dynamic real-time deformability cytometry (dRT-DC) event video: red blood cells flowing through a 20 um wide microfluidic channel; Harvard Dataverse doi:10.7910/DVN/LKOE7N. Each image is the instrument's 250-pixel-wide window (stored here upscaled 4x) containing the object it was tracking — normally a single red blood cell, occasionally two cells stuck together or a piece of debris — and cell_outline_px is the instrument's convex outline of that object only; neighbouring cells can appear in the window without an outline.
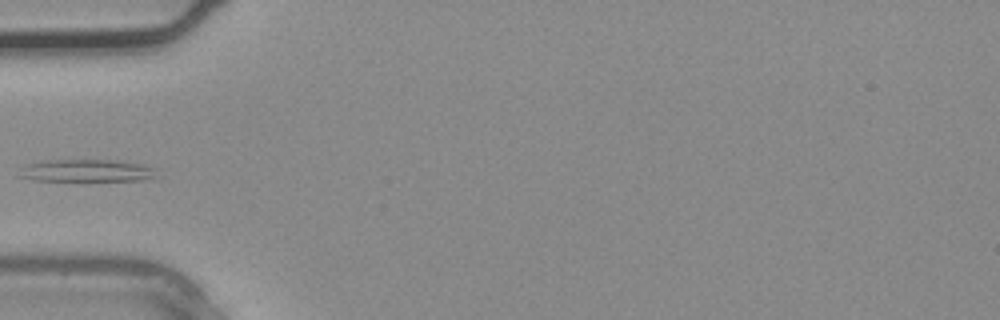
{"species": "common noctule bat (a hibernating species)", "species_latin": "Nyctalus noctula", "temperature_condition": "warm", "stored_images_in_passage": 4, "camera_frame_rate_fps": 3000, "um_per_image_px": 0.085, "animal": {"sex": "male", "body_mass_g": 20.4}, "frame": {"image": 1, "passage_image": 4, "time_ms": 1.0, "image_size_px": [1000, 320], "cell_outline_px": [[160, 176], [140, 180], [32, 180], [16, 176], [32, 164], [52, 160], [124, 160], [144, 164], [156, 168]], "centroid_in_image_um": [7.55, 14.5], "position_along_channel_um": 77.4, "area_um2": 17.69}}